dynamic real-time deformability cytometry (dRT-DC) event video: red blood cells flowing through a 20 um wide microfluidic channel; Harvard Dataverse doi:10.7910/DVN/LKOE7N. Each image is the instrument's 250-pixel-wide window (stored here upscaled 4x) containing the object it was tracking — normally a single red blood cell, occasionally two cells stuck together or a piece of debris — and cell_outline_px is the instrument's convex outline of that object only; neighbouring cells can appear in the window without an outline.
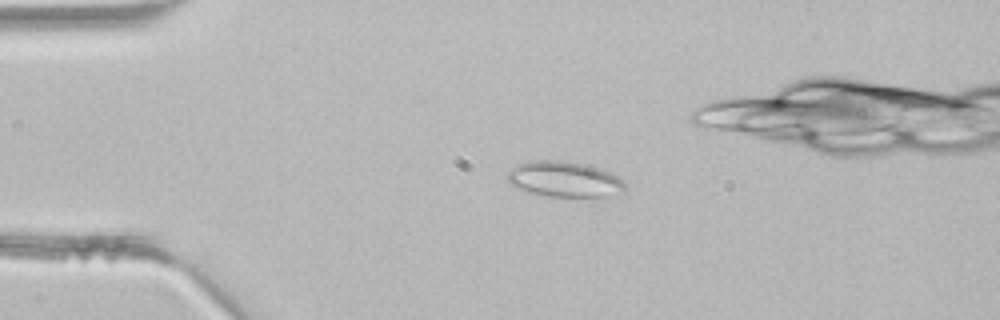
{"species": "common noctule bat (a hibernating species)", "species_latin": "Nyctalus noctula", "temperature_condition": "room temperature", "stored_images_in_passage": 2, "camera_frame_rate_fps": 3000, "um_per_image_px": 0.085, "animal": {"sex": "male", "body_mass_g": 21.5, "forearm_length_mm": 52.0}, "frame": {"image": 1, "passage_image": 1, "time_ms": 0.0, "image_size_px": [1000, 320], "cell_outline_px": [[624, 188], [604, 196], [548, 196], [528, 192], [512, 184], [508, 180], [508, 172], [512, 168], [528, 160], [560, 160], [584, 164], [600, 168], [616, 176], [624, 184]], "centroid_in_image_um": [47.9, 15.21], "position_along_channel_um": 37.1, "area_um2": 23.64}}